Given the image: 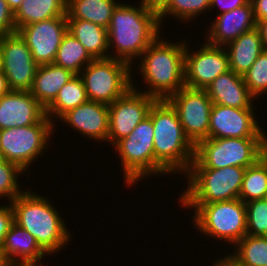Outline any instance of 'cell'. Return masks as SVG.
Wrapping results in <instances>:
<instances>
[{"label": "cell", "instance_id": "7a4b0ae2", "mask_svg": "<svg viewBox=\"0 0 267 266\" xmlns=\"http://www.w3.org/2000/svg\"><path fill=\"white\" fill-rule=\"evenodd\" d=\"M161 28L159 15L142 1L139 7L119 2L107 28L109 48H116L117 53L110 57L132 66V60L139 58L160 36Z\"/></svg>", "mask_w": 267, "mask_h": 266}, {"label": "cell", "instance_id": "b9f144b4", "mask_svg": "<svg viewBox=\"0 0 267 266\" xmlns=\"http://www.w3.org/2000/svg\"><path fill=\"white\" fill-rule=\"evenodd\" d=\"M9 86L7 83V78L2 70H0V96L4 95L5 93L9 92Z\"/></svg>", "mask_w": 267, "mask_h": 266}, {"label": "cell", "instance_id": "d590c367", "mask_svg": "<svg viewBox=\"0 0 267 266\" xmlns=\"http://www.w3.org/2000/svg\"><path fill=\"white\" fill-rule=\"evenodd\" d=\"M14 223V213L11 206H0V246L2 245L5 235L8 233L11 225Z\"/></svg>", "mask_w": 267, "mask_h": 266}, {"label": "cell", "instance_id": "d4e9b609", "mask_svg": "<svg viewBox=\"0 0 267 266\" xmlns=\"http://www.w3.org/2000/svg\"><path fill=\"white\" fill-rule=\"evenodd\" d=\"M67 0H23L14 12L16 32L23 26L66 15Z\"/></svg>", "mask_w": 267, "mask_h": 266}, {"label": "cell", "instance_id": "f6af8a7d", "mask_svg": "<svg viewBox=\"0 0 267 266\" xmlns=\"http://www.w3.org/2000/svg\"><path fill=\"white\" fill-rule=\"evenodd\" d=\"M5 161L2 152L0 151V164Z\"/></svg>", "mask_w": 267, "mask_h": 266}, {"label": "cell", "instance_id": "2e32d148", "mask_svg": "<svg viewBox=\"0 0 267 266\" xmlns=\"http://www.w3.org/2000/svg\"><path fill=\"white\" fill-rule=\"evenodd\" d=\"M17 32L26 41L38 66L52 64L68 32L67 14L23 26Z\"/></svg>", "mask_w": 267, "mask_h": 266}, {"label": "cell", "instance_id": "74e56055", "mask_svg": "<svg viewBox=\"0 0 267 266\" xmlns=\"http://www.w3.org/2000/svg\"><path fill=\"white\" fill-rule=\"evenodd\" d=\"M253 6L256 23L262 19H267V0H250Z\"/></svg>", "mask_w": 267, "mask_h": 266}, {"label": "cell", "instance_id": "4316f807", "mask_svg": "<svg viewBox=\"0 0 267 266\" xmlns=\"http://www.w3.org/2000/svg\"><path fill=\"white\" fill-rule=\"evenodd\" d=\"M87 100L83 81L79 75H75L59 90L57 97L45 109V114L54 122L52 119L59 120L63 114L80 106Z\"/></svg>", "mask_w": 267, "mask_h": 266}, {"label": "cell", "instance_id": "4dcf8cb0", "mask_svg": "<svg viewBox=\"0 0 267 266\" xmlns=\"http://www.w3.org/2000/svg\"><path fill=\"white\" fill-rule=\"evenodd\" d=\"M210 9V0H172L171 3L159 14L160 23L167 14L171 17L187 20L195 19L203 11ZM193 18V19H192Z\"/></svg>", "mask_w": 267, "mask_h": 266}, {"label": "cell", "instance_id": "5b68a950", "mask_svg": "<svg viewBox=\"0 0 267 266\" xmlns=\"http://www.w3.org/2000/svg\"><path fill=\"white\" fill-rule=\"evenodd\" d=\"M245 170L237 166L189 168L185 173L188 186L180 195L181 205L196 210L201 204L239 198Z\"/></svg>", "mask_w": 267, "mask_h": 266}, {"label": "cell", "instance_id": "ab89813d", "mask_svg": "<svg viewBox=\"0 0 267 266\" xmlns=\"http://www.w3.org/2000/svg\"><path fill=\"white\" fill-rule=\"evenodd\" d=\"M256 27L260 32L264 49L267 50V19H262L258 21Z\"/></svg>", "mask_w": 267, "mask_h": 266}, {"label": "cell", "instance_id": "44dd1931", "mask_svg": "<svg viewBox=\"0 0 267 266\" xmlns=\"http://www.w3.org/2000/svg\"><path fill=\"white\" fill-rule=\"evenodd\" d=\"M213 104L234 108H253L255 98L247 88L243 76L229 70L219 75L205 89Z\"/></svg>", "mask_w": 267, "mask_h": 266}, {"label": "cell", "instance_id": "7dc6e473", "mask_svg": "<svg viewBox=\"0 0 267 266\" xmlns=\"http://www.w3.org/2000/svg\"><path fill=\"white\" fill-rule=\"evenodd\" d=\"M3 265H4V262L2 261L1 255H0V266H3Z\"/></svg>", "mask_w": 267, "mask_h": 266}, {"label": "cell", "instance_id": "60d3db41", "mask_svg": "<svg viewBox=\"0 0 267 266\" xmlns=\"http://www.w3.org/2000/svg\"><path fill=\"white\" fill-rule=\"evenodd\" d=\"M213 266H241L229 255L214 262Z\"/></svg>", "mask_w": 267, "mask_h": 266}, {"label": "cell", "instance_id": "f1b7e54d", "mask_svg": "<svg viewBox=\"0 0 267 266\" xmlns=\"http://www.w3.org/2000/svg\"><path fill=\"white\" fill-rule=\"evenodd\" d=\"M92 60L93 58L85 47L67 32L58 48L54 64L71 71L75 75H79Z\"/></svg>", "mask_w": 267, "mask_h": 266}, {"label": "cell", "instance_id": "d6a6232c", "mask_svg": "<svg viewBox=\"0 0 267 266\" xmlns=\"http://www.w3.org/2000/svg\"><path fill=\"white\" fill-rule=\"evenodd\" d=\"M243 79L255 98L267 92V50L264 49L258 56L250 69L243 75Z\"/></svg>", "mask_w": 267, "mask_h": 266}, {"label": "cell", "instance_id": "5bb4252c", "mask_svg": "<svg viewBox=\"0 0 267 266\" xmlns=\"http://www.w3.org/2000/svg\"><path fill=\"white\" fill-rule=\"evenodd\" d=\"M185 48V87L205 90L219 75L230 70L225 47L206 42L198 51ZM191 53V54H190Z\"/></svg>", "mask_w": 267, "mask_h": 266}, {"label": "cell", "instance_id": "ffe728a7", "mask_svg": "<svg viewBox=\"0 0 267 266\" xmlns=\"http://www.w3.org/2000/svg\"><path fill=\"white\" fill-rule=\"evenodd\" d=\"M46 254L36 239L15 222L0 246V255L4 264H37Z\"/></svg>", "mask_w": 267, "mask_h": 266}, {"label": "cell", "instance_id": "e575fe53", "mask_svg": "<svg viewBox=\"0 0 267 266\" xmlns=\"http://www.w3.org/2000/svg\"><path fill=\"white\" fill-rule=\"evenodd\" d=\"M15 32L14 12L9 8L6 0H0V36Z\"/></svg>", "mask_w": 267, "mask_h": 266}, {"label": "cell", "instance_id": "cb8c5ba5", "mask_svg": "<svg viewBox=\"0 0 267 266\" xmlns=\"http://www.w3.org/2000/svg\"><path fill=\"white\" fill-rule=\"evenodd\" d=\"M67 30L85 47L93 59L110 57L106 28L90 21L67 19Z\"/></svg>", "mask_w": 267, "mask_h": 266}, {"label": "cell", "instance_id": "f546056e", "mask_svg": "<svg viewBox=\"0 0 267 266\" xmlns=\"http://www.w3.org/2000/svg\"><path fill=\"white\" fill-rule=\"evenodd\" d=\"M229 254L241 266H267V237L245 235Z\"/></svg>", "mask_w": 267, "mask_h": 266}, {"label": "cell", "instance_id": "836d02e7", "mask_svg": "<svg viewBox=\"0 0 267 266\" xmlns=\"http://www.w3.org/2000/svg\"><path fill=\"white\" fill-rule=\"evenodd\" d=\"M24 171L16 164L8 161H4L0 164V198H7L14 200L17 198L23 191L18 188L17 176Z\"/></svg>", "mask_w": 267, "mask_h": 266}, {"label": "cell", "instance_id": "ba28073f", "mask_svg": "<svg viewBox=\"0 0 267 266\" xmlns=\"http://www.w3.org/2000/svg\"><path fill=\"white\" fill-rule=\"evenodd\" d=\"M194 215L193 222L201 233L233 246L247 235L245 203L239 198L201 204Z\"/></svg>", "mask_w": 267, "mask_h": 266}, {"label": "cell", "instance_id": "ee69618b", "mask_svg": "<svg viewBox=\"0 0 267 266\" xmlns=\"http://www.w3.org/2000/svg\"><path fill=\"white\" fill-rule=\"evenodd\" d=\"M3 266H27V264H25V265H21V264H4Z\"/></svg>", "mask_w": 267, "mask_h": 266}, {"label": "cell", "instance_id": "7bdbcfd3", "mask_svg": "<svg viewBox=\"0 0 267 266\" xmlns=\"http://www.w3.org/2000/svg\"><path fill=\"white\" fill-rule=\"evenodd\" d=\"M6 2L8 3L9 8L13 12H15L19 8L23 0H6Z\"/></svg>", "mask_w": 267, "mask_h": 266}, {"label": "cell", "instance_id": "c3c4849f", "mask_svg": "<svg viewBox=\"0 0 267 266\" xmlns=\"http://www.w3.org/2000/svg\"><path fill=\"white\" fill-rule=\"evenodd\" d=\"M0 70H1V46H0Z\"/></svg>", "mask_w": 267, "mask_h": 266}, {"label": "cell", "instance_id": "8fae6325", "mask_svg": "<svg viewBox=\"0 0 267 266\" xmlns=\"http://www.w3.org/2000/svg\"><path fill=\"white\" fill-rule=\"evenodd\" d=\"M167 100L176 109L184 133L194 146L208 139L213 102L206 90L184 86Z\"/></svg>", "mask_w": 267, "mask_h": 266}, {"label": "cell", "instance_id": "7c38bea8", "mask_svg": "<svg viewBox=\"0 0 267 266\" xmlns=\"http://www.w3.org/2000/svg\"><path fill=\"white\" fill-rule=\"evenodd\" d=\"M1 70L7 78L10 90L30 92L37 63L26 41L18 32L1 35Z\"/></svg>", "mask_w": 267, "mask_h": 266}, {"label": "cell", "instance_id": "1f68e13d", "mask_svg": "<svg viewBox=\"0 0 267 266\" xmlns=\"http://www.w3.org/2000/svg\"><path fill=\"white\" fill-rule=\"evenodd\" d=\"M247 235L267 237V199L245 203Z\"/></svg>", "mask_w": 267, "mask_h": 266}, {"label": "cell", "instance_id": "e0dca14e", "mask_svg": "<svg viewBox=\"0 0 267 266\" xmlns=\"http://www.w3.org/2000/svg\"><path fill=\"white\" fill-rule=\"evenodd\" d=\"M45 108L27 91H13L0 96V130L38 123Z\"/></svg>", "mask_w": 267, "mask_h": 266}, {"label": "cell", "instance_id": "d6986e66", "mask_svg": "<svg viewBox=\"0 0 267 266\" xmlns=\"http://www.w3.org/2000/svg\"><path fill=\"white\" fill-rule=\"evenodd\" d=\"M251 1L244 6L237 7L217 15V19L210 26L206 41L216 46H226L241 34L256 27Z\"/></svg>", "mask_w": 267, "mask_h": 266}, {"label": "cell", "instance_id": "83f0119b", "mask_svg": "<svg viewBox=\"0 0 267 266\" xmlns=\"http://www.w3.org/2000/svg\"><path fill=\"white\" fill-rule=\"evenodd\" d=\"M267 197V153L255 164L246 168L239 199L243 202Z\"/></svg>", "mask_w": 267, "mask_h": 266}, {"label": "cell", "instance_id": "8992f818", "mask_svg": "<svg viewBox=\"0 0 267 266\" xmlns=\"http://www.w3.org/2000/svg\"><path fill=\"white\" fill-rule=\"evenodd\" d=\"M267 153V138H208L195 146L189 168H247Z\"/></svg>", "mask_w": 267, "mask_h": 266}, {"label": "cell", "instance_id": "6da1fadb", "mask_svg": "<svg viewBox=\"0 0 267 266\" xmlns=\"http://www.w3.org/2000/svg\"><path fill=\"white\" fill-rule=\"evenodd\" d=\"M154 129V174L189 170L195 146L186 137L176 109L167 99L156 100L149 111Z\"/></svg>", "mask_w": 267, "mask_h": 266}, {"label": "cell", "instance_id": "8d00e7d4", "mask_svg": "<svg viewBox=\"0 0 267 266\" xmlns=\"http://www.w3.org/2000/svg\"><path fill=\"white\" fill-rule=\"evenodd\" d=\"M249 2L250 0H210V9L219 6L222 8L220 11V14H222L237 7L247 5Z\"/></svg>", "mask_w": 267, "mask_h": 266}, {"label": "cell", "instance_id": "9c48e42d", "mask_svg": "<svg viewBox=\"0 0 267 266\" xmlns=\"http://www.w3.org/2000/svg\"><path fill=\"white\" fill-rule=\"evenodd\" d=\"M55 125L48 116L38 123L0 130V151L6 161L18 165L24 172L41 157ZM27 168V169H26Z\"/></svg>", "mask_w": 267, "mask_h": 266}, {"label": "cell", "instance_id": "ac0fdd59", "mask_svg": "<svg viewBox=\"0 0 267 266\" xmlns=\"http://www.w3.org/2000/svg\"><path fill=\"white\" fill-rule=\"evenodd\" d=\"M59 119L87 138L101 142L108 139L109 106L107 104L87 100L63 114Z\"/></svg>", "mask_w": 267, "mask_h": 266}, {"label": "cell", "instance_id": "52a82bcc", "mask_svg": "<svg viewBox=\"0 0 267 266\" xmlns=\"http://www.w3.org/2000/svg\"><path fill=\"white\" fill-rule=\"evenodd\" d=\"M131 66L111 57L93 59L79 74L88 100L112 104L132 87Z\"/></svg>", "mask_w": 267, "mask_h": 266}, {"label": "cell", "instance_id": "3957f363", "mask_svg": "<svg viewBox=\"0 0 267 266\" xmlns=\"http://www.w3.org/2000/svg\"><path fill=\"white\" fill-rule=\"evenodd\" d=\"M160 37L143 52L138 64L148 85V91L142 92L157 100L168 99L185 86V40L174 44Z\"/></svg>", "mask_w": 267, "mask_h": 266}, {"label": "cell", "instance_id": "9a60e30c", "mask_svg": "<svg viewBox=\"0 0 267 266\" xmlns=\"http://www.w3.org/2000/svg\"><path fill=\"white\" fill-rule=\"evenodd\" d=\"M254 108H234L213 104L208 138H267L255 120Z\"/></svg>", "mask_w": 267, "mask_h": 266}, {"label": "cell", "instance_id": "7402d4cb", "mask_svg": "<svg viewBox=\"0 0 267 266\" xmlns=\"http://www.w3.org/2000/svg\"><path fill=\"white\" fill-rule=\"evenodd\" d=\"M225 49L229 57L230 70L243 76L250 69L258 56L264 51V46L260 32L258 28L255 27L228 43Z\"/></svg>", "mask_w": 267, "mask_h": 266}, {"label": "cell", "instance_id": "277c9868", "mask_svg": "<svg viewBox=\"0 0 267 266\" xmlns=\"http://www.w3.org/2000/svg\"><path fill=\"white\" fill-rule=\"evenodd\" d=\"M24 191L11 202L14 222L32 235L47 253H57L71 238L62 216L48 198Z\"/></svg>", "mask_w": 267, "mask_h": 266}, {"label": "cell", "instance_id": "bcb514c9", "mask_svg": "<svg viewBox=\"0 0 267 266\" xmlns=\"http://www.w3.org/2000/svg\"><path fill=\"white\" fill-rule=\"evenodd\" d=\"M27 266H43V265H41V263H39V264H27Z\"/></svg>", "mask_w": 267, "mask_h": 266}, {"label": "cell", "instance_id": "603a6c76", "mask_svg": "<svg viewBox=\"0 0 267 266\" xmlns=\"http://www.w3.org/2000/svg\"><path fill=\"white\" fill-rule=\"evenodd\" d=\"M75 74L54 63L37 67L30 93L46 109Z\"/></svg>", "mask_w": 267, "mask_h": 266}, {"label": "cell", "instance_id": "4fadbf2b", "mask_svg": "<svg viewBox=\"0 0 267 266\" xmlns=\"http://www.w3.org/2000/svg\"><path fill=\"white\" fill-rule=\"evenodd\" d=\"M132 87L120 98L109 104L108 142L114 145L127 137L133 129L148 117L152 104L157 100Z\"/></svg>", "mask_w": 267, "mask_h": 266}, {"label": "cell", "instance_id": "484cf974", "mask_svg": "<svg viewBox=\"0 0 267 266\" xmlns=\"http://www.w3.org/2000/svg\"><path fill=\"white\" fill-rule=\"evenodd\" d=\"M116 0H67V19H81L108 28Z\"/></svg>", "mask_w": 267, "mask_h": 266}, {"label": "cell", "instance_id": "30bf717a", "mask_svg": "<svg viewBox=\"0 0 267 266\" xmlns=\"http://www.w3.org/2000/svg\"><path fill=\"white\" fill-rule=\"evenodd\" d=\"M154 129L148 116L125 138L114 144L119 153L126 185L154 175Z\"/></svg>", "mask_w": 267, "mask_h": 266}, {"label": "cell", "instance_id": "f35d334b", "mask_svg": "<svg viewBox=\"0 0 267 266\" xmlns=\"http://www.w3.org/2000/svg\"><path fill=\"white\" fill-rule=\"evenodd\" d=\"M142 3L158 15L171 3L172 0H141Z\"/></svg>", "mask_w": 267, "mask_h": 266}]
</instances>
